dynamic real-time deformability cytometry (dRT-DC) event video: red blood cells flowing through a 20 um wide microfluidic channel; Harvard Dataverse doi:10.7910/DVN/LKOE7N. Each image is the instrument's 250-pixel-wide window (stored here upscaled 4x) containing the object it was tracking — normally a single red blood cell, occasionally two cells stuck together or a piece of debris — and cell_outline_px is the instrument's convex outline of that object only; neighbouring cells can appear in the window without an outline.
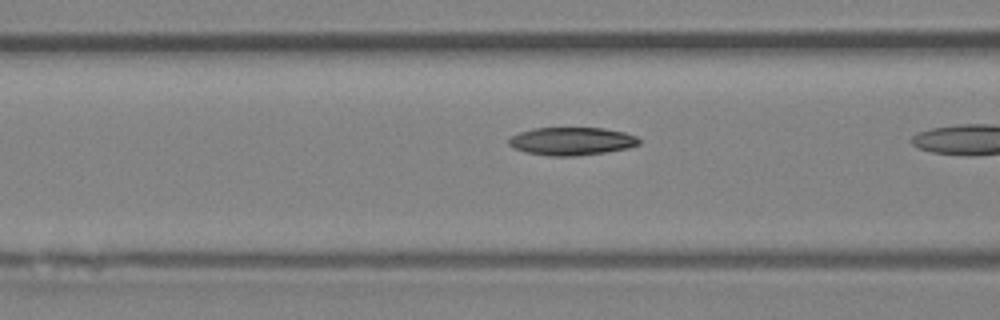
{"species": "Egyptian fruit bat (a non-hibernating species)", "species_latin": "Rousettus aegyptiacus", "temperature_condition": "room temperature", "stored_images_in_passage": 16, "camera_frame_rate_fps": 3000, "um_per_image_px": 0.085, "animal": {"sex": "female"}, "frame": {"image": 1, "passage_image": 12, "time_ms": 3.667, "image_size_px": [1000, 320], "cell_outline_px": [[640, 144], [628, 148], [604, 152], [576, 156], [548, 156], [524, 152], [512, 148], [508, 144], [508, 140], [512, 136], [520, 132], [536, 128], [604, 128], [624, 132], [636, 136], [640, 140]], "centroid_in_image_um": [48.58, 12.01], "position_along_channel_um": 118.0, "area_um2": 21.27}}